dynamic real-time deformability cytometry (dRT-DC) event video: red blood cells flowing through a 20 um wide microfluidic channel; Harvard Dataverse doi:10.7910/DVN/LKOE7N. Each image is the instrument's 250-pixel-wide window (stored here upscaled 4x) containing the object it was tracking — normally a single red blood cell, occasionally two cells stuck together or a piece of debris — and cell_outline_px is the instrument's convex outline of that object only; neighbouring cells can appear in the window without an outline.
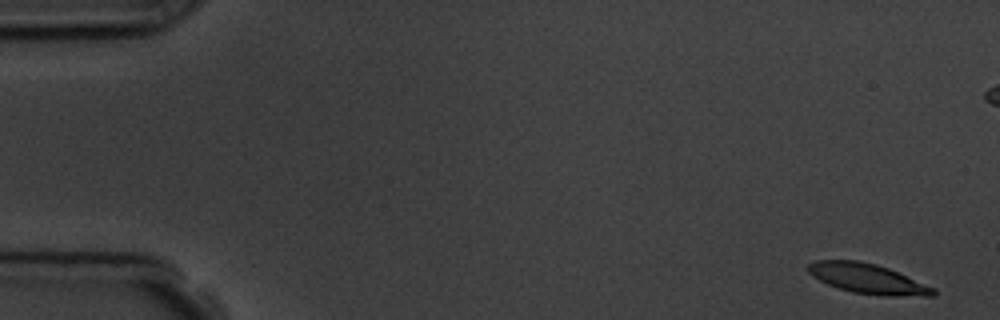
{"species": "common noctule bat (a hibernating species)", "species_latin": "Nyctalus noctula", "temperature_condition": "room temperature", "stored_images_in_passage": 6, "camera_frame_rate_fps": 3000, "um_per_image_px": 0.085, "animal": {"sex": "male", "body_mass_g": 19.5, "forearm_length_mm": 54.6}, "frame": {"image": 1, "passage_image": 1, "time_ms": 0.0, "image_size_px": [1000, 320], "cell_outline_px": [[936, 296], [884, 296], [852, 292], [836, 288], [812, 276], [808, 272], [808, 264], [816, 260], [860, 260], [876, 264], [888, 268], [936, 288]], "centroid_in_image_um": [73.77, 23.69], "position_along_channel_um": 11.2, "area_um2": 21.96}}